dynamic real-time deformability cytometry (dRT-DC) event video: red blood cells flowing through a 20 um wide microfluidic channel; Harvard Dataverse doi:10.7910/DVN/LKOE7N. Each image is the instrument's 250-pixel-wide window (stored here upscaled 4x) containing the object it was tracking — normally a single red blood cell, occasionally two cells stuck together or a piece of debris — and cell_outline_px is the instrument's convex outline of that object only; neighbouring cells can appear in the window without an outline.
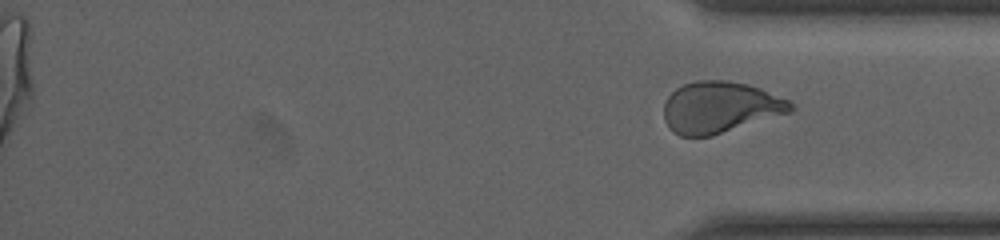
{"species": "human", "species_latin": "Homo sapiens", "temperature_condition": "cold", "stored_images_in_passage": 42, "segment_of_instrument_passage": [2, 2], "camera_frame_rate_fps": 3000, "um_per_image_px": 0.085, "donor": {"sex": "male"}, "frame": {"image": 1, "passage_image": 42, "time_ms": 19.333, "image_size_px": [1000, 240], "cell_outline_px": [[796, 108], [792, 112], [712, 136], [680, 136], [672, 132], [664, 120], [664, 104], [668, 96], [676, 88], [684, 84], [696, 80], [728, 80], [748, 84], [760, 88], [788, 100]], "centroid_in_image_um": [61.2, 9.12], "position_along_channel_um": 374.0, "area_um2": 38.21}}